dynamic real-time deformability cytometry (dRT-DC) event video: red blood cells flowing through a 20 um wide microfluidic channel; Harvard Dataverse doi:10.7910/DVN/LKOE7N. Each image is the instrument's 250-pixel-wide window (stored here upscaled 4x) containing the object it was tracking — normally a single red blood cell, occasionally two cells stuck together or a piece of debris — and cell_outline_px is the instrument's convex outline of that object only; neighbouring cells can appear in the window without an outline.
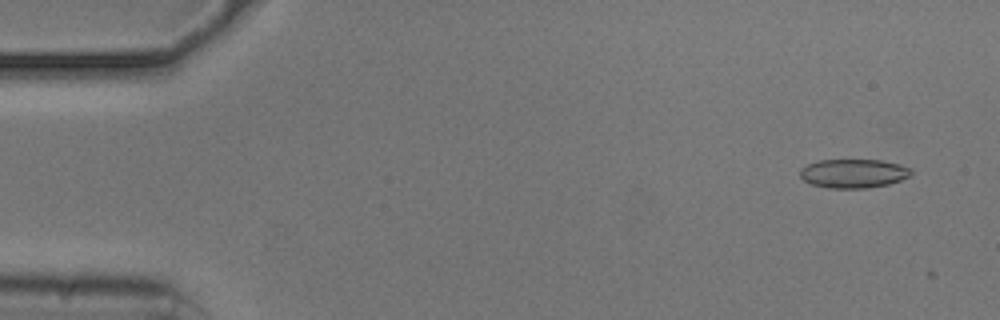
{"species": "common noctule bat (a hibernating species)", "species_latin": "Nyctalus noctula", "temperature_condition": "cold", "stored_images_in_passage": 4, "camera_frame_rate_fps": 3000, "um_per_image_px": 0.085, "animal": {"sex": "male", "body_mass_g": 20.5, "forearm_length_mm": 52.5}, "frame": {"image": 1, "passage_image": 2, "time_ms": 0.333, "image_size_px": [1000, 320], "cell_outline_px": [[912, 172], [908, 176], [900, 180], [888, 184], [868, 188], [828, 188], [812, 184], [804, 180], [800, 176], [800, 168], [816, 160], [880, 160], [900, 164], [912, 168]], "centroid_in_image_um": [72.54, 14.74], "position_along_channel_um": 12.5, "area_um2": 18.73}}